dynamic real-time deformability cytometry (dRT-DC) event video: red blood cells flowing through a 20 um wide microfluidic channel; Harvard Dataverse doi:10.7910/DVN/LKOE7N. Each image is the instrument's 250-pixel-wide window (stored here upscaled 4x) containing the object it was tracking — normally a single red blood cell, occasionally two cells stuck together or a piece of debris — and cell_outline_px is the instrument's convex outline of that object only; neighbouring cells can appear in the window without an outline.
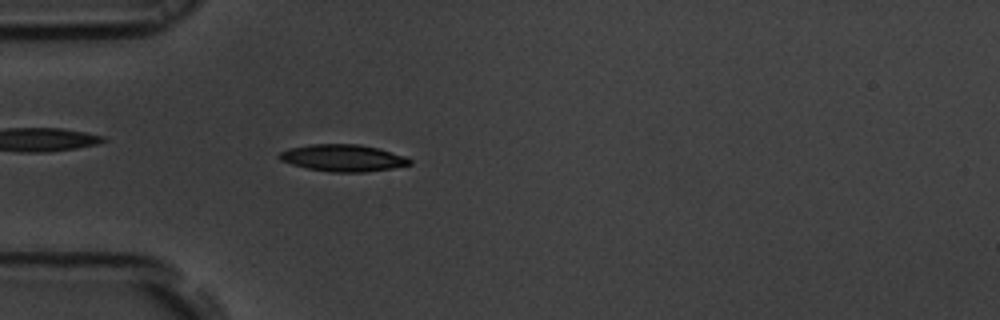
{"species": "common noctule bat (a hibernating species)", "species_latin": "Nyctalus noctula", "temperature_condition": "room temperature", "stored_images_in_passage": 55, "camera_frame_rate_fps": 3000, "um_per_image_px": 0.085, "animal": {"sex": "male", "body_mass_g": 19.5, "forearm_length_mm": 54.6}, "frame": {"image": 1, "passage_image": 16, "time_ms": 5.0, "image_size_px": [1000, 320], "cell_outline_px": [[412, 164], [392, 168], [364, 172], [332, 172], [308, 168], [292, 164], [280, 160], [276, 156], [280, 152], [288, 148], [312, 144], [360, 144], [376, 148], [404, 156], [412, 160]], "centroid_in_image_um": [29.12, 13.42], "position_along_channel_um": 55.9, "area_um2": 20.29}}
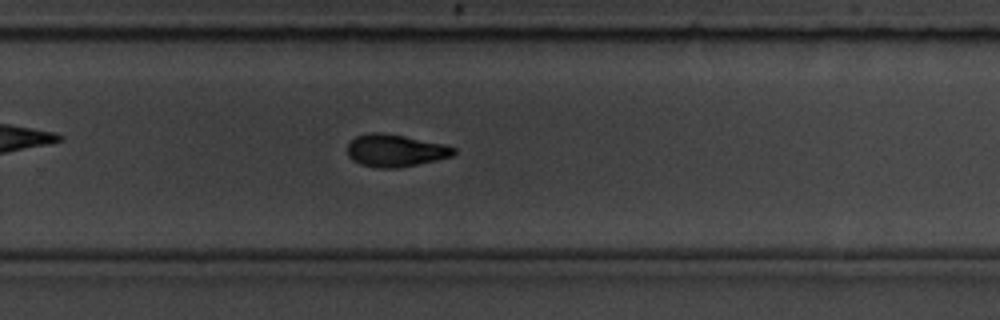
{"frame": {"image": 2, "passage_image": 36, "time_ms": 11.667, "image_size_px": [1000, 320], "cell_outline_px": [[456, 152], [452, 156], [436, 160], [400, 168], [380, 168], [360, 164], [352, 160], [348, 156], [348, 144], [356, 136], [368, 132], [384, 132], [444, 144], [456, 148]], "centroid_in_image_um": [33.59, 12.79], "position_along_channel_um": 296.2, "area_um2": 20.11}}
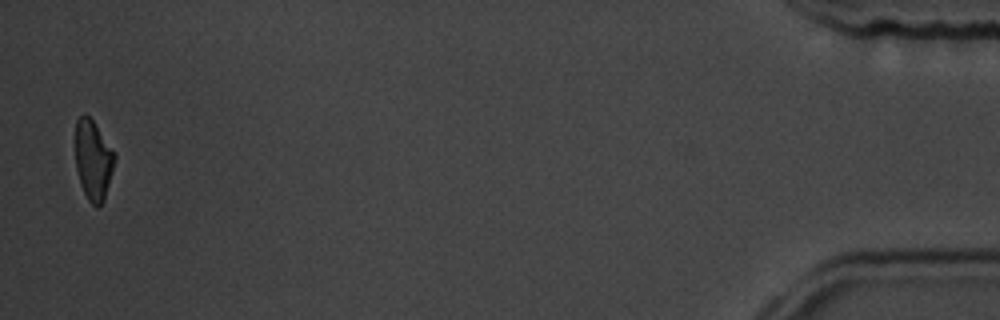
{"frame": {"image": 3, "passage_image": 54, "time_ms": 17.667, "image_size_px": [1000, 320], "cell_outline_px": [[116, 160], [104, 200], [96, 208], [88, 200], [80, 184], [76, 168], [76, 120], [84, 112], [92, 120], [116, 152]], "centroid_in_image_um": [7.94, 13.6], "position_along_channel_um": 427.3, "area_um2": 18.38}, "authors_computed_cell_mechanics": {"area_um2": 19.8254, "velocity_mm_per_s": 3.7043, "shape_relaxation_time_tau1_ms": 3.0244, "shape_relaxation_time_tau2_ms": 2.2799, "deformation_change_tau1": 0.1543, "deformation_change_tau2": 0.0818}}